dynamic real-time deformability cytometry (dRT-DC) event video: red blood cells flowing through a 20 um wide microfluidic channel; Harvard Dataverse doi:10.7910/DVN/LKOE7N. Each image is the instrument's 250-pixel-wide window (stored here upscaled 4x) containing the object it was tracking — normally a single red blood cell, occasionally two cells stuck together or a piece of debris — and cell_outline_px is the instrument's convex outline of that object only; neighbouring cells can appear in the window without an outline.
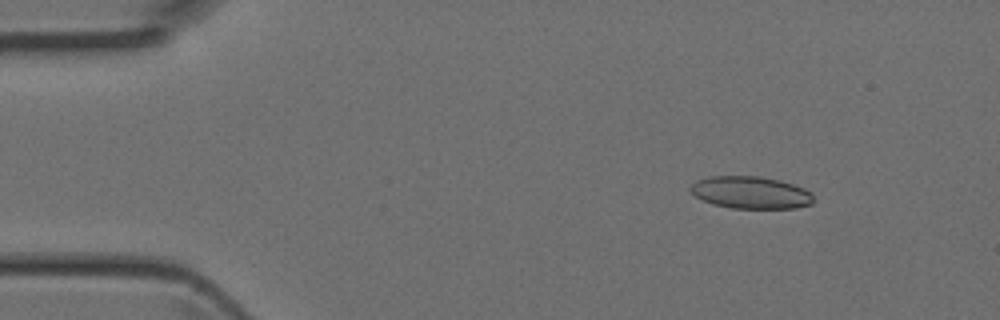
{"species": "Egyptian fruit bat (a non-hibernating species)", "species_latin": "Rousettus aegyptiacus", "temperature_condition": "room temperature", "stored_images_in_passage": 3, "camera_frame_rate_fps": 3000, "um_per_image_px": 0.085, "animal": {"sex": "female"}, "frame": {"image": 1, "passage_image": 1, "time_ms": 0.0, "image_size_px": [1000, 320], "cell_outline_px": [[812, 204], [796, 208], [732, 208], [712, 204], [696, 196], [688, 188], [696, 180], [708, 176], [760, 176], [780, 180], [804, 188], [812, 192]], "centroid_in_image_um": [63.8, 16.36], "position_along_channel_um": 21.2, "area_um2": 23.18}}
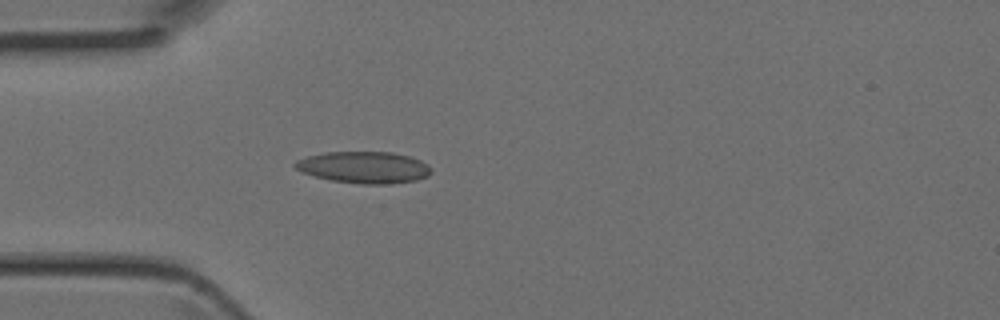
{"frame": {"image": 2, "passage_image": 3, "time_ms": 0.667, "image_size_px": [1000, 320], "cell_outline_px": [[432, 172], [428, 176], [416, 180], [384, 184], [360, 184], [332, 180], [316, 176], [304, 172], [296, 168], [292, 164], [296, 160], [308, 156], [324, 152], [392, 152], [408, 156], [420, 160], [428, 164], [432, 168]], "centroid_in_image_um": [30.96, 14.22], "position_along_channel_um": 54.0, "area_um2": 25.03}}